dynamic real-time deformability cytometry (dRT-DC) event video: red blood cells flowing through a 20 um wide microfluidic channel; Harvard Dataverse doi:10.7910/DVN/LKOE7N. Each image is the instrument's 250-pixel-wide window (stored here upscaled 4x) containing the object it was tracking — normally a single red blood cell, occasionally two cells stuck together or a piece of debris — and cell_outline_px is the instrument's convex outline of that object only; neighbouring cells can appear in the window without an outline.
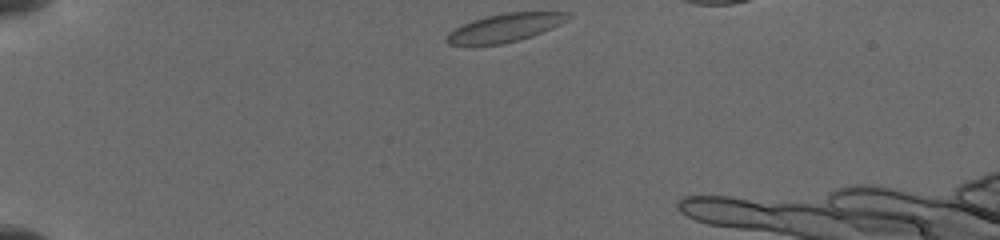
{"species": "common noctule bat (a hibernating species)", "species_latin": "Nyctalus noctula", "temperature_condition": "cold", "stored_images_in_passage": 27, "camera_frame_rate_fps": 3000, "um_per_image_px": 0.085, "animal": {"sex": "female", "body_mass_g": 19.5, "forearm_length_mm": 54.1}, "frame": {"image": 1, "passage_image": 1, "time_ms": 0.0, "image_size_px": [1000, 240], "cell_outline_px": [[572, 16], [568, 20], [560, 24], [532, 36], [520, 40], [500, 44], [448, 44], [444, 40], [448, 32], [472, 20], [504, 12], [568, 12]], "centroid_in_image_um": [42.94, 2.35], "position_along_channel_um": 42.1, "area_um2": 19.77}}
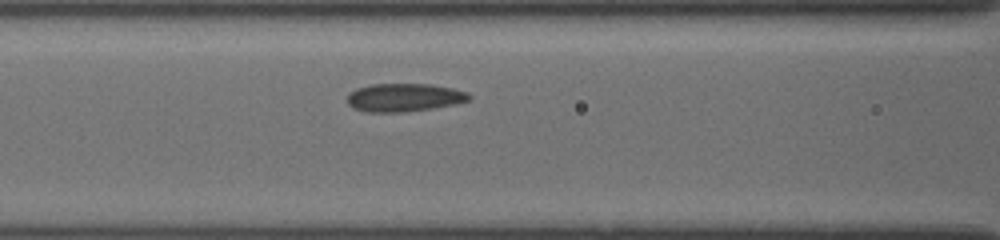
{"frame": {"image": 2, "passage_image": 13, "time_ms": 3.667, "image_size_px": [1000, 240], "cell_outline_px": [[472, 100], [456, 104], [432, 108], [404, 112], [364, 112], [352, 108], [348, 104], [348, 96], [356, 88], [372, 84], [432, 84], [452, 88], [468, 92], [472, 96]], "centroid_in_image_um": [34.39, 8.29], "position_along_channel_um": 132.2, "area_um2": 20.17}}
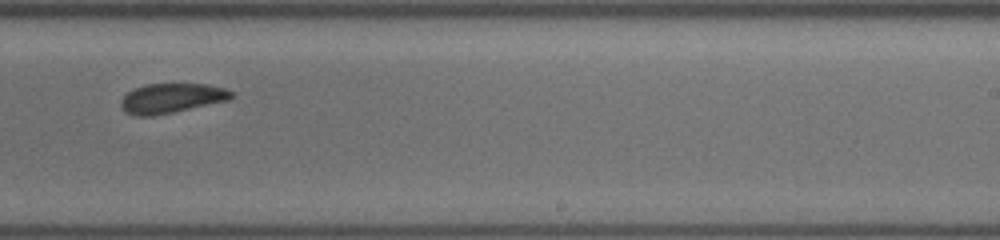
{"frame": {"image": 3, "passage_image": 26, "time_ms": 7.333, "image_size_px": [1000, 240], "cell_outline_px": [[232, 96], [228, 100], [172, 112], [152, 116], [136, 116], [128, 112], [120, 104], [120, 100], [128, 92], [144, 84], [204, 84], [224, 88], [232, 92]], "centroid_in_image_um": [14.55, 8.34], "position_along_channel_um": 274.4, "area_um2": 18.67}}